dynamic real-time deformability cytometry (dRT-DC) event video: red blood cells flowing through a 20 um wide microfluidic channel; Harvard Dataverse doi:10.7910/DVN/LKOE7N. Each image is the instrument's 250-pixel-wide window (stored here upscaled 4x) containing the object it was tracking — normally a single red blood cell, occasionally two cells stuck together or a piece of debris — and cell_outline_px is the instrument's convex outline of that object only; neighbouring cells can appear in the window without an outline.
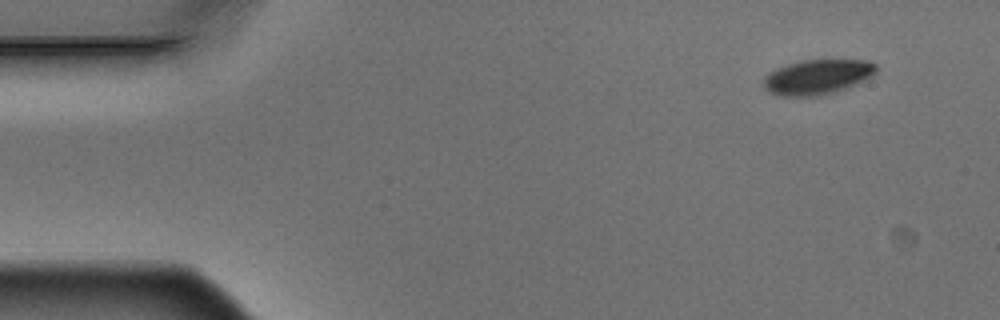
{"species": "Egyptian fruit bat (a non-hibernating species)", "species_latin": "Rousettus aegyptiacus", "temperature_condition": "warm", "stored_images_in_passage": 5, "camera_frame_rate_fps": 3000, "um_per_image_px": 0.085, "animal": {"sex": "male"}, "frame": {"image": 1, "passage_image": 1, "time_ms": 0.0, "image_size_px": [1000, 320], "cell_outline_px": [[876, 72], [872, 76], [856, 84], [836, 92], [820, 96], [780, 96], [768, 92], [764, 88], [764, 76], [768, 72], [776, 68], [800, 60], [868, 60], [876, 64]], "centroid_in_image_um": [69.46, 6.54], "position_along_channel_um": 15.5, "area_um2": 23.12}}
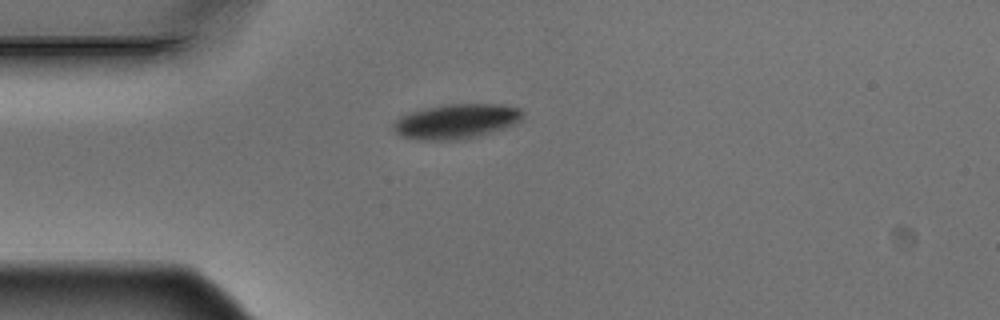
{"frame": {"image": 2, "passage_image": 3, "time_ms": 0.667, "image_size_px": [1000, 320], "cell_outline_px": [[524, 116], [516, 124], [480, 136], [464, 140], [416, 140], [400, 136], [392, 128], [392, 124], [400, 116], [408, 112], [448, 104], [504, 104], [520, 108], [524, 112]], "centroid_in_image_um": [38.8, 10.32], "position_along_channel_um": 46.2, "area_um2": 26.59}}
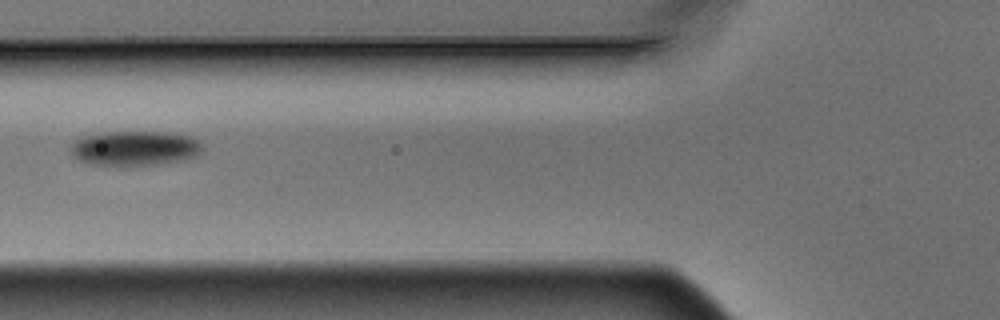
{"frame": {"image": 3, "passage_image": 5, "time_ms": 1.333, "image_size_px": [1000, 320], "cell_outline_px": [[204, 148], [196, 156], [184, 160], [128, 168], [92, 164], [80, 160], [72, 152], [72, 144], [76, 140], [84, 136], [108, 132], [168, 132], [192, 136], [200, 140], [204, 144]], "centroid_in_image_um": [11.55, 12.62], "position_along_channel_um": 114.3, "area_um2": 27.22}}